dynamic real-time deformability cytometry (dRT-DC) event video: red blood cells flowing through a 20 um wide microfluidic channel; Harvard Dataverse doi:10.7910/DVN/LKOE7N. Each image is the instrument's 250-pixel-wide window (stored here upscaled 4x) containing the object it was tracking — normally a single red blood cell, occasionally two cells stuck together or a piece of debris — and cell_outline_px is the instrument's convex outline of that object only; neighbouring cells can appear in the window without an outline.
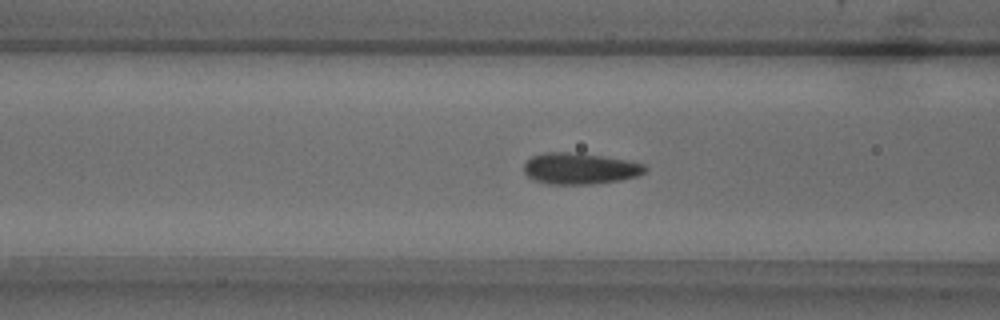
{"species": "common noctule bat (a hibernating species)", "species_latin": "Nyctalus noctula", "temperature_condition": "warm", "stored_images_in_passage": 38, "camera_frame_rate_fps": 3000, "um_per_image_px": 0.085, "animal": {"sex": "male", "body_mass_g": 18.8}, "frame": {"image": 1, "passage_image": 6, "time_ms": 1.667, "image_size_px": [1000, 320], "cell_outline_px": [[648, 168], [644, 172], [636, 176], [620, 180], [588, 184], [548, 184], [536, 180], [528, 176], [524, 172], [524, 164], [532, 156], [544, 152], [568, 152], [604, 156], [628, 160], [644, 164]], "centroid_in_image_um": [49.29, 14.32], "position_along_channel_um": 117.3, "area_um2": 21.96}}
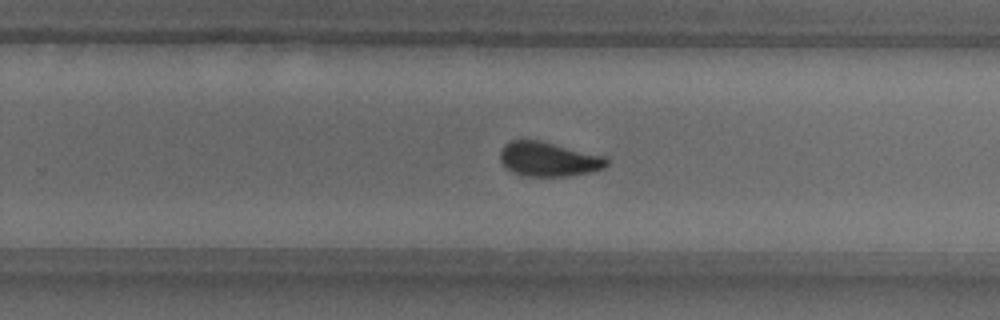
{"frame": {"image": 2, "passage_image": 19, "time_ms": 6.0, "image_size_px": [1000, 320], "cell_outline_px": [[608, 164], [604, 168], [592, 172], [568, 176], [524, 176], [512, 172], [504, 168], [500, 160], [500, 148], [508, 140], [540, 140], [608, 156]], "centroid_in_image_um": [46.63, 13.52], "position_along_channel_um": 283.2, "area_um2": 21.91}}
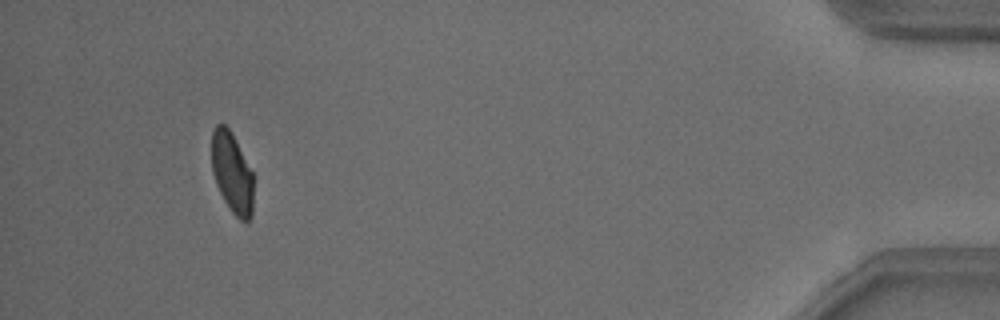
{"frame": {"image": 3, "passage_image": 35, "time_ms": 11.333, "image_size_px": [1000, 320], "cell_outline_px": [[252, 216], [248, 220], [240, 220], [232, 212], [224, 200], [216, 184], [212, 172], [212, 132], [216, 124], [224, 124], [232, 132], [252, 172]], "centroid_in_image_um": [19.71, 14.67], "position_along_channel_um": 415.5, "area_um2": 19.42}, "authors_computed_cell_mechanics": {"area_um2": 21.7328, "velocity_mm_per_s": 3.8323, "shape_relaxation_time_tau1_ms": 3.2105, "shape_relaxation_time_tau2_ms": 1.0817, "deformation_change_tau1": 0.1123, "deformation_change_tau2": 0.0401}}